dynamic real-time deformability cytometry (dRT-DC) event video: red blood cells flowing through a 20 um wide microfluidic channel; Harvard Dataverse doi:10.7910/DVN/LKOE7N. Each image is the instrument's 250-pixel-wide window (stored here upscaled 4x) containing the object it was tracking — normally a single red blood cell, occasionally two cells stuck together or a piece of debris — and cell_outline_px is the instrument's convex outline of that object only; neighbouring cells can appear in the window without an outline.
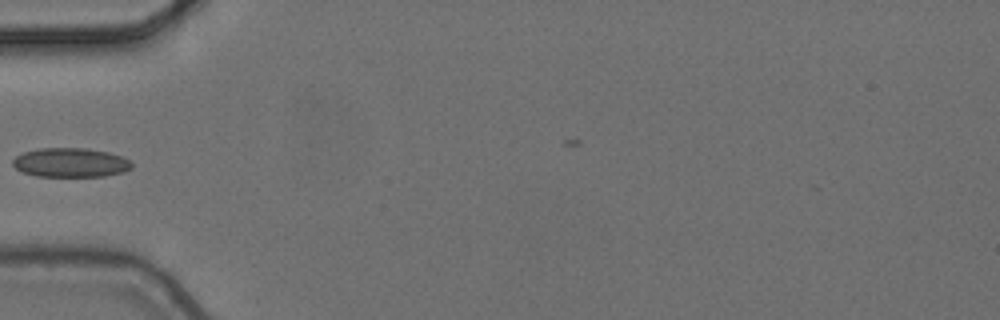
{"species": "common noctule bat (a hibernating species)", "species_latin": "Nyctalus noctula", "temperature_condition": "cold", "stored_images_in_passage": 1, "camera_frame_rate_fps": 3000, "um_per_image_px": 0.085, "animal": {"sex": "female", "body_mass_g": 24.6, "forearm_length_mm": 56.2}, "frame": {"image": 1, "passage_image": 1, "time_ms": 0.0, "image_size_px": [1000, 320], "cell_outline_px": [[132, 168], [124, 172], [104, 176], [36, 176], [24, 172], [16, 168], [12, 164], [12, 160], [16, 156], [24, 152], [40, 148], [84, 148], [108, 152], [120, 156], [128, 160], [132, 164]], "centroid_in_image_um": [5.99, 13.82], "position_along_channel_um": 79.0, "area_um2": 20.11}}